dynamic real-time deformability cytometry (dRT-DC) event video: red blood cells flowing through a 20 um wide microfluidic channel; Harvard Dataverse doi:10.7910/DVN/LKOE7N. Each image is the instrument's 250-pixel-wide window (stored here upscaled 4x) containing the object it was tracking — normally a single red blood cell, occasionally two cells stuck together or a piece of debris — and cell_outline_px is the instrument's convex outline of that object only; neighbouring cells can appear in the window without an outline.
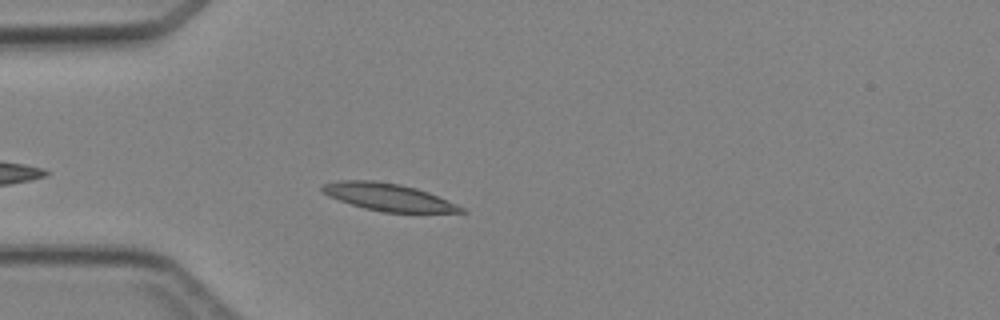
{"species": "Egyptian fruit bat (a non-hibernating species)", "species_latin": "Rousettus aegyptiacus", "temperature_condition": "cold", "stored_images_in_passage": 3, "camera_frame_rate_fps": 3000, "um_per_image_px": 0.085, "animal": {"sex": "female"}, "frame": {"image": 1, "passage_image": 3, "time_ms": 2.333, "image_size_px": [1000, 320], "cell_outline_px": [[468, 212], [384, 212], [364, 208], [328, 196], [320, 192], [320, 188], [324, 184], [336, 180], [372, 180], [400, 184], [416, 188], [428, 192], [456, 204], [464, 208]], "centroid_in_image_um": [32.96, 16.74], "position_along_channel_um": 52.0, "area_um2": 21.96}}